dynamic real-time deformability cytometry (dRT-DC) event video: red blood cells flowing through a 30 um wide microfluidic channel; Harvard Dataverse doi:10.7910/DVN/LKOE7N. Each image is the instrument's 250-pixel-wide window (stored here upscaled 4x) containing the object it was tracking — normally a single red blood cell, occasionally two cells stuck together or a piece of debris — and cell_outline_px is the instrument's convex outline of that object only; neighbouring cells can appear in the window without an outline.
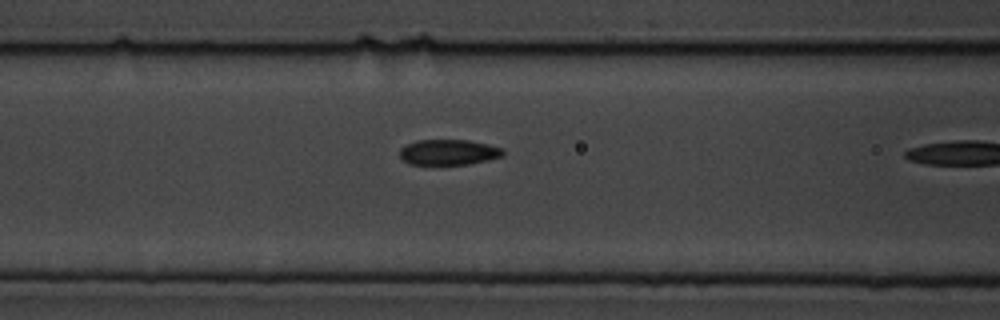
{"species": "common noctule bat (a hibernating species)", "species_latin": "Nyctalus noctula", "temperature_condition": "cold", "stored_images_in_passage": 7, "camera_frame_rate_fps": 3000, "um_per_image_px": 0.085, "animal": {"sex": "male", "body_mass_g": 19.5, "forearm_length_mm": 54.6}, "frame": {"image": 1, "passage_image": 6, "time_ms": 6.333, "image_size_px": [1000, 320], "cell_outline_px": [[504, 156], [488, 160], [468, 164], [408, 164], [400, 160], [400, 148], [404, 144], [416, 140], [468, 140], [488, 144], [504, 148]], "centroid_in_image_um": [38.11, 12.93], "position_along_channel_um": 128.5, "area_um2": 15.61}}